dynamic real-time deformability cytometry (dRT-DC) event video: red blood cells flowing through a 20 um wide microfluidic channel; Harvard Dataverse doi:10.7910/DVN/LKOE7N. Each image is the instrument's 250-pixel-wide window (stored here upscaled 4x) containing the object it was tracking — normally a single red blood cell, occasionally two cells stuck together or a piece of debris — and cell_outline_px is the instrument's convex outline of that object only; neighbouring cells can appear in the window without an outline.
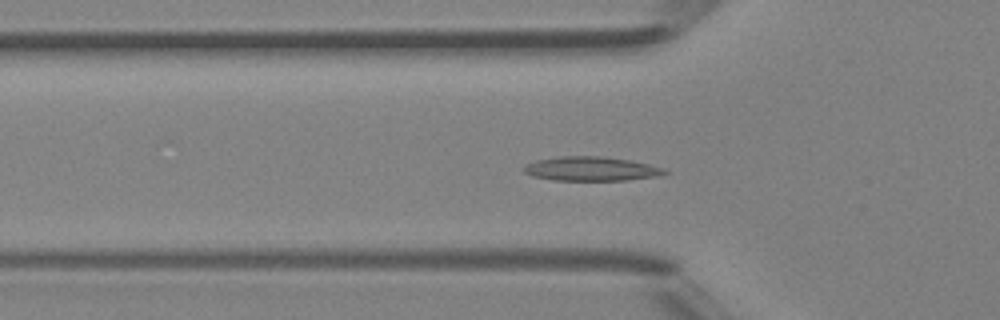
{"species": "Egyptian fruit bat (a non-hibernating species)", "species_latin": "Rousettus aegyptiacus", "temperature_condition": "room temperature", "stored_images_in_passage": 39, "camera_frame_rate_fps": 3000, "um_per_image_px": 0.085, "animal": {"sex": "female"}, "frame": {"image": 1, "passage_image": 6, "time_ms": 1.667, "image_size_px": [1000, 320], "cell_outline_px": [[668, 172], [656, 176], [624, 180], [552, 180], [532, 176], [524, 172], [524, 164], [536, 160], [560, 156], [600, 156], [628, 160], [648, 164], [664, 168]], "centroid_in_image_um": [50.19, 14.34], "position_along_channel_um": 75.6, "area_um2": 19.65}}
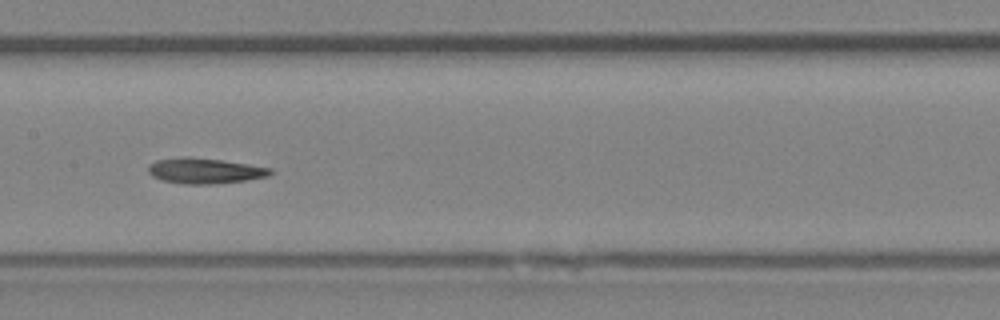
{"frame": {"image": 2, "passage_image": 14, "time_ms": 4.333, "image_size_px": [1000, 320], "cell_outline_px": [[272, 172], [268, 176], [244, 180], [216, 184], [184, 184], [160, 180], [152, 176], [148, 172], [148, 164], [156, 160], [180, 156], [188, 156], [220, 160], [248, 164], [272, 168]], "centroid_in_image_um": [17.35, 14.51], "position_along_channel_um": 190.1, "area_um2": 18.26}}
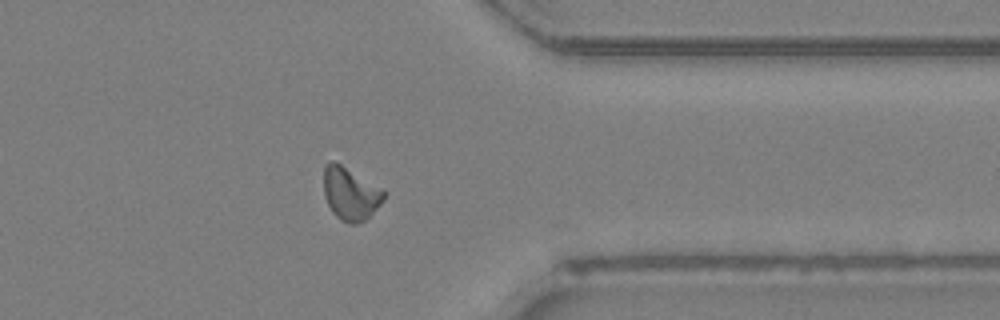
{"frame": {"image": 3, "passage_image": 28, "time_ms": 9.0, "image_size_px": [1000, 320], "cell_outline_px": [[388, 192], [384, 200], [364, 220], [356, 224], [348, 224], [340, 220], [332, 212], [324, 196], [324, 164], [332, 160], [340, 164], [384, 188]], "centroid_in_image_um": [29.8, 16.45], "position_along_channel_um": 381.6, "area_um2": 18.73}}